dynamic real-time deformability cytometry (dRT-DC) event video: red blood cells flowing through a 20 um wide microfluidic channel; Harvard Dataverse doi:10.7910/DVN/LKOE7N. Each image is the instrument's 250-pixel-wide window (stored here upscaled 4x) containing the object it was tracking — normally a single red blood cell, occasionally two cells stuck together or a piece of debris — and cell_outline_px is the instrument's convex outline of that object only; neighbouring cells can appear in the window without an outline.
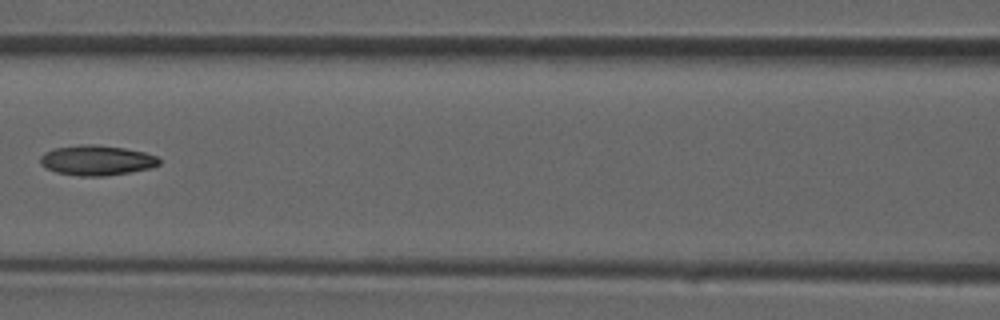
{"species": "common noctule bat (a hibernating species)", "species_latin": "Nyctalus noctula", "temperature_condition": "room temperature", "stored_images_in_passage": 39, "camera_frame_rate_fps": 3000, "um_per_image_px": 0.085, "animal": {"sex": "male", "forearm_length_mm": 52.5}, "frame": {"image": 1, "passage_image": 17, "time_ms": 5.333, "image_size_px": [1000, 320], "cell_outline_px": [[160, 164], [152, 168], [104, 176], [80, 176], [56, 172], [40, 164], [40, 156], [44, 152], [56, 148], [84, 144], [92, 144], [124, 148], [144, 152], [156, 156], [160, 160]], "centroid_in_image_um": [8.22, 13.63], "position_along_channel_um": 158.4, "area_um2": 20.69}}